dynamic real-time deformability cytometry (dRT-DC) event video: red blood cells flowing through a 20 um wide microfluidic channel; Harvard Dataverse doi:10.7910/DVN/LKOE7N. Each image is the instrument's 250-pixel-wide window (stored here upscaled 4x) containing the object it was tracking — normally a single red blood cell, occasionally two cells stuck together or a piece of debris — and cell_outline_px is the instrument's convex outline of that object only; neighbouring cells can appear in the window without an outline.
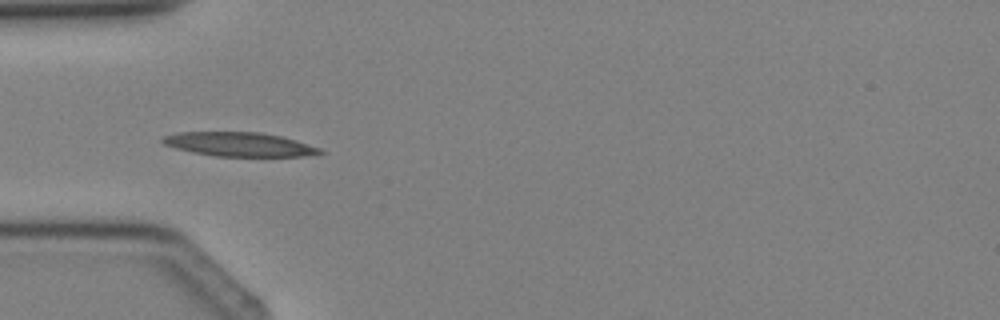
{"species": "Egyptian fruit bat (a non-hibernating species)", "species_latin": "Rousettus aegyptiacus", "temperature_condition": "cold", "stored_images_in_passage": 2, "camera_frame_rate_fps": 3000, "um_per_image_px": 0.085, "animal": {"sex": "female"}, "frame": {"image": 1, "passage_image": 2, "time_ms": 1.0, "image_size_px": [1000, 320], "cell_outline_px": [[324, 152], [304, 156], [216, 156], [192, 152], [176, 148], [164, 144], [160, 140], [164, 136], [176, 132], [260, 132], [280, 136], [296, 140], [320, 148]], "centroid_in_image_um": [20.31, 12.26], "position_along_channel_um": 64.7, "area_um2": 21.91}}